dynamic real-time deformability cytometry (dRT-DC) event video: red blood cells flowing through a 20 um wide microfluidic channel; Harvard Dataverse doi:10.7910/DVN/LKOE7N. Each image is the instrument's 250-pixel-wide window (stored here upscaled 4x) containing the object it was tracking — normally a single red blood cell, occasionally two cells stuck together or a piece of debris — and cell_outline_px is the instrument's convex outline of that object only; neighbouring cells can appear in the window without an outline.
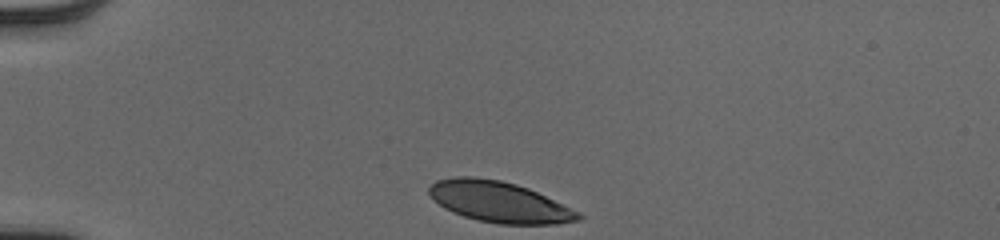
{"species": "human", "species_latin": "Homo sapiens", "temperature_condition": "cold", "stored_images_in_passage": 32, "camera_frame_rate_fps": 3000, "um_per_image_px": 0.085, "donor": {"sex": "male"}, "frame": {"image": 1, "passage_image": 1, "time_ms": 0.0, "image_size_px": [1000, 240], "cell_outline_px": [[584, 216], [580, 220], [556, 224], [500, 224], [480, 220], [464, 216], [452, 212], [444, 208], [428, 192], [428, 188], [436, 180], [456, 176], [472, 176], [500, 180], [516, 184], [528, 188], [580, 212]], "centroid_in_image_um": [42.45, 17.16], "position_along_channel_um": 42.6, "area_um2": 35.32}}
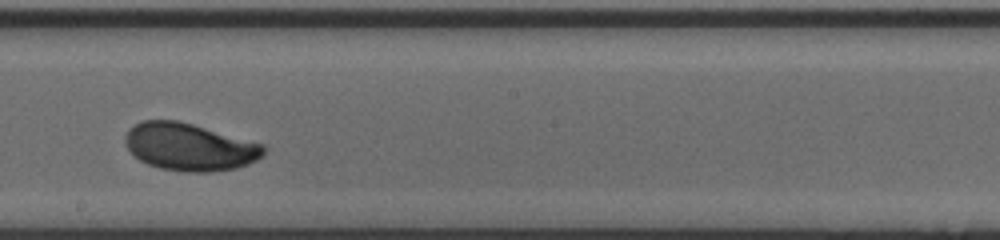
{"frame": {"image": 2, "passage_image": 19, "time_ms": 6.0, "image_size_px": [1000, 240], "cell_outline_px": [[268, 148], [256, 160], [248, 164], [236, 168], [212, 172], [184, 172], [160, 168], [148, 164], [140, 160], [128, 148], [124, 140], [124, 136], [128, 128], [144, 120], [176, 120], [192, 124], [264, 144]], "centroid_in_image_um": [16.11, 12.49], "position_along_channel_um": 232.1, "area_um2": 38.21}}
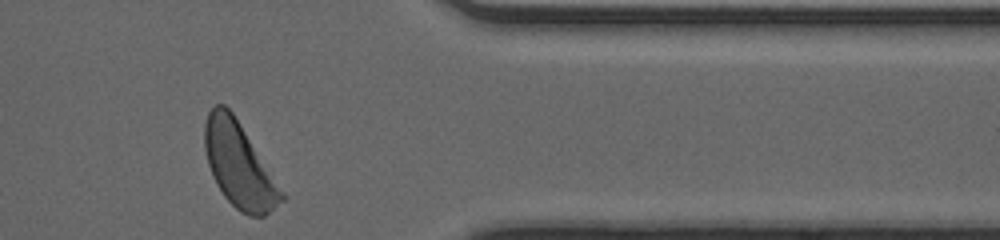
{"frame": {"image": 3, "passage_image": 32, "time_ms": 10.333, "image_size_px": [1000, 240], "cell_outline_px": [[284, 200], [264, 216], [248, 216], [240, 212], [224, 196], [216, 184], [208, 164], [204, 148], [204, 124], [208, 112], [216, 104], [224, 104], [232, 112], [284, 192]], "centroid_in_image_um": [20.3, 14.04], "position_along_channel_um": 391.1, "area_um2": 37.51}, "authors_computed_cell_mechanics": {"area_um2": 37.1365, "velocity_mm_per_s": 3.9382, "shape_relaxation_time_tau1_ms": 3.3725, "shape_relaxation_time_tau2_ms": null, "deformation_change_tau1": 0.1493, "deformation_change_tau2": null}}